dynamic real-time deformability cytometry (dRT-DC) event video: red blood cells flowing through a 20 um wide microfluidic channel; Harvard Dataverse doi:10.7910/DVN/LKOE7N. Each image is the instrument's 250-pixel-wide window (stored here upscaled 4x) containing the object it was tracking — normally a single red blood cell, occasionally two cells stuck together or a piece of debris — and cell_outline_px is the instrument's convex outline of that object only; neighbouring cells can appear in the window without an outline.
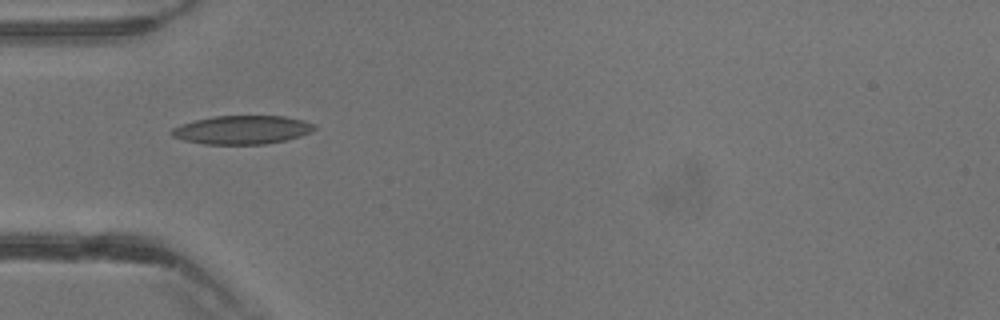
{"species": "common noctule bat (a hibernating species)", "species_latin": "Nyctalus noctula", "temperature_condition": "warm", "stored_images_in_passage": 27, "camera_frame_rate_fps": 3000, "um_per_image_px": 0.085, "animal": {"sex": "male", "body_mass_g": 13.3}, "frame": {"image": 1, "passage_image": 2, "time_ms": 0.333, "image_size_px": [1000, 320], "cell_outline_px": [[316, 128], [312, 132], [288, 140], [264, 144], [204, 144], [184, 140], [172, 136], [168, 132], [172, 128], [180, 124], [196, 120], [216, 116], [284, 116], [304, 120], [316, 124]], "centroid_in_image_um": [20.6, 11.04], "position_along_channel_um": 64.4, "area_um2": 23.93}}
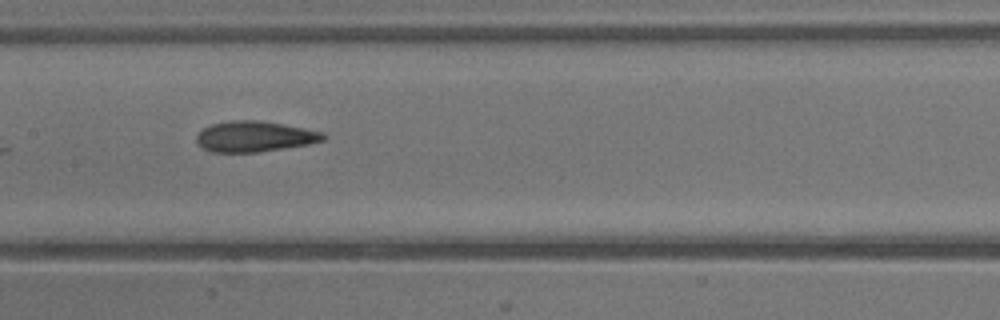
{"frame": {"image": 2, "passage_image": 9, "time_ms": 2.667, "image_size_px": [1000, 320], "cell_outline_px": [[328, 136], [324, 140], [308, 144], [284, 148], [256, 152], [212, 152], [196, 144], [196, 136], [204, 128], [212, 124], [232, 120], [256, 120], [280, 124], [324, 132]], "centroid_in_image_um": [21.63, 11.61], "position_along_channel_um": 185.8, "area_um2": 22.43}}
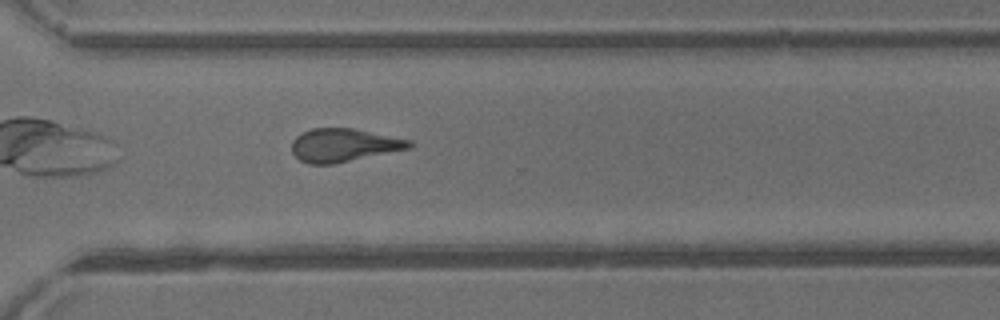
{"frame": {"image": 3, "passage_image": 18, "time_ms": 5.667, "image_size_px": [1000, 320], "cell_outline_px": [[416, 144], [412, 148], [332, 164], [308, 164], [300, 160], [292, 152], [292, 140], [296, 136], [312, 128], [352, 128], [412, 140]], "centroid_in_image_um": [29.25, 12.34], "position_along_channel_um": 341.3, "area_um2": 22.77}}